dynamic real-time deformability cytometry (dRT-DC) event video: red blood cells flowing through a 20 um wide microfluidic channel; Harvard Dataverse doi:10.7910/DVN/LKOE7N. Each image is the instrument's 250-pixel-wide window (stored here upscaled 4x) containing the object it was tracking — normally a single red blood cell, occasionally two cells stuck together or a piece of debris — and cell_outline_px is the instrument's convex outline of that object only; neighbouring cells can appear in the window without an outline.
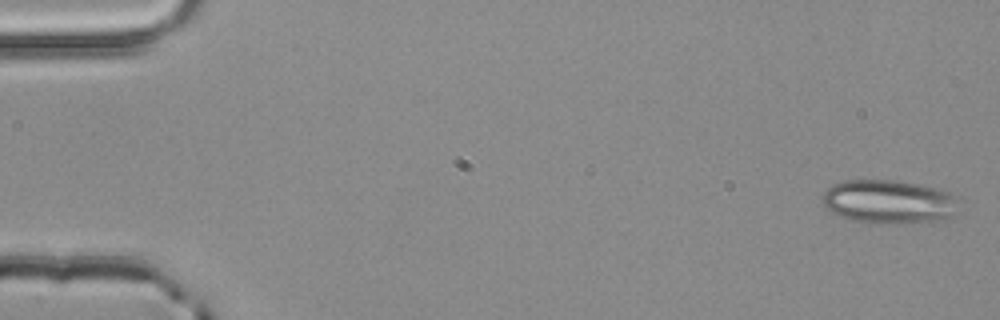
{"species": "common noctule bat (a hibernating species)", "species_latin": "Nyctalus noctula", "temperature_condition": "room temperature", "stored_images_in_passage": 4, "camera_frame_rate_fps": 3000, "um_per_image_px": 0.085, "animal": {"sex": "male", "body_mass_g": 20.4}, "frame": {"image": 1, "passage_image": 1, "time_ms": 0.0, "image_size_px": [1000, 320], "cell_outline_px": [[960, 212], [944, 220], [872, 224], [840, 216], [832, 212], [820, 200], [820, 196], [832, 184], [844, 180], [896, 180], [920, 184], [940, 188], [952, 192]], "centroid_in_image_um": [75.57, 17.13], "position_along_channel_um": 9.4, "area_um2": 35.08}}